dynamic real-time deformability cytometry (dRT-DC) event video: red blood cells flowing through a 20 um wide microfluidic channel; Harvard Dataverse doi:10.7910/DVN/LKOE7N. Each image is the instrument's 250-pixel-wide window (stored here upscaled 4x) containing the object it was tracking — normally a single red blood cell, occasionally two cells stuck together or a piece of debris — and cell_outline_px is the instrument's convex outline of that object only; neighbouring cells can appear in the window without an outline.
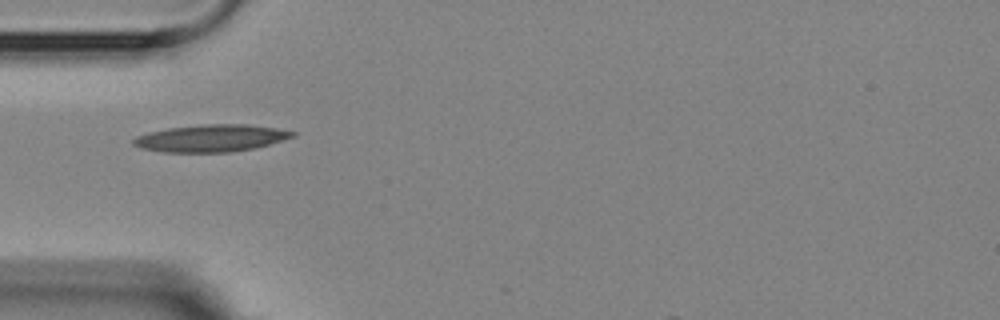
{"species": "Egyptian fruit bat (a non-hibernating species)", "species_latin": "Rousettus aegyptiacus", "temperature_condition": "room temperature", "stored_images_in_passage": 3, "camera_frame_rate_fps": 3000, "um_per_image_px": 0.085, "animal": {"sex": "female"}, "frame": {"image": 1, "passage_image": 1, "time_ms": 0.0, "image_size_px": [1000, 320], "cell_outline_px": [[296, 136], [268, 144], [252, 148], [232, 152], [164, 152], [140, 148], [132, 144], [132, 140], [136, 136], [148, 132], [168, 128], [200, 124], [248, 124], [276, 128], [296, 132]], "centroid_in_image_um": [17.91, 11.74], "position_along_channel_um": 67.1, "area_um2": 25.2}}
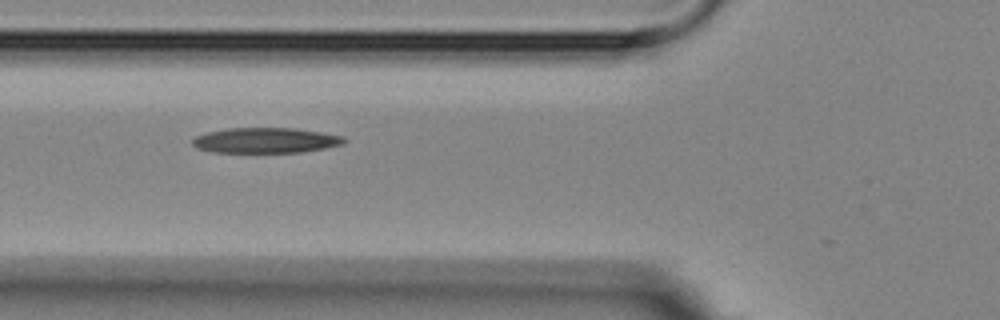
{"frame": {"image": 2, "passage_image": 2, "time_ms": 1.0, "image_size_px": [1000, 320], "cell_outline_px": [[344, 144], [324, 148], [300, 152], [212, 152], [196, 148], [192, 144], [192, 140], [196, 136], [208, 132], [228, 128], [296, 128], [344, 136]], "centroid_in_image_um": [22.56, 11.93], "position_along_channel_um": 103.2, "area_um2": 22.25}}
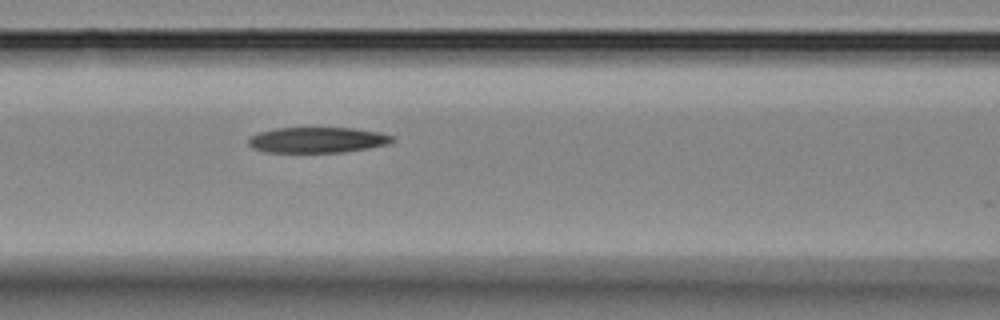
{"frame": {"image": 3, "passage_image": 3, "time_ms": 2.0, "image_size_px": [1000, 320], "cell_outline_px": [[396, 140], [388, 144], [368, 148], [344, 152], [264, 152], [252, 148], [248, 144], [248, 136], [260, 132], [276, 128], [352, 128], [380, 132], [392, 136]], "centroid_in_image_um": [26.96, 11.9], "position_along_channel_um": 139.6, "area_um2": 21.56}}